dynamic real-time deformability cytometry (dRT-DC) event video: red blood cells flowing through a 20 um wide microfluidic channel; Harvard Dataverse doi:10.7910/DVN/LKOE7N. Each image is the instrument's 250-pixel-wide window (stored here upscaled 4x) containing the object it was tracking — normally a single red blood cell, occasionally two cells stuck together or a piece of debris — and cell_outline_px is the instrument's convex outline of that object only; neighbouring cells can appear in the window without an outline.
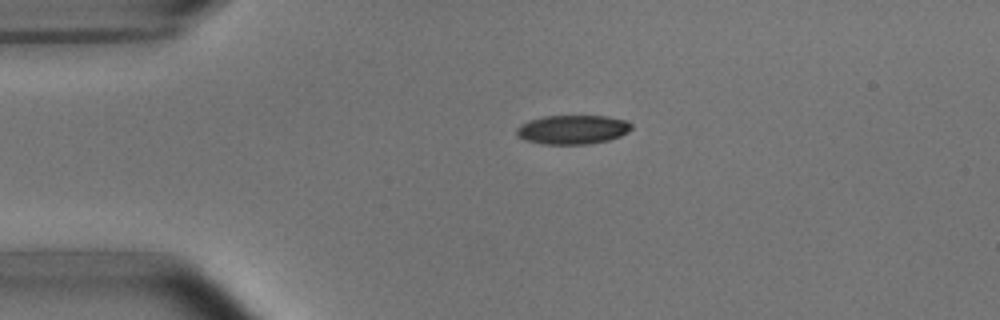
{"species": "common noctule bat (a hibernating species)", "species_latin": "Nyctalus noctula", "temperature_condition": "room temperature", "stored_images_in_passage": 2, "camera_frame_rate_fps": 3000, "um_per_image_px": 0.085, "animal": {"sex": "male", "body_mass_g": 15.6}, "frame": {"image": 1, "passage_image": 1, "time_ms": 0.0, "image_size_px": [1000, 320], "cell_outline_px": [[632, 128], [628, 132], [620, 136], [608, 140], [588, 144], [544, 144], [524, 140], [516, 136], [516, 128], [520, 124], [528, 120], [544, 116], [608, 116], [628, 120], [632, 124]], "centroid_in_image_um": [48.66, 11.01], "position_along_channel_um": 36.3, "area_um2": 19.71}}